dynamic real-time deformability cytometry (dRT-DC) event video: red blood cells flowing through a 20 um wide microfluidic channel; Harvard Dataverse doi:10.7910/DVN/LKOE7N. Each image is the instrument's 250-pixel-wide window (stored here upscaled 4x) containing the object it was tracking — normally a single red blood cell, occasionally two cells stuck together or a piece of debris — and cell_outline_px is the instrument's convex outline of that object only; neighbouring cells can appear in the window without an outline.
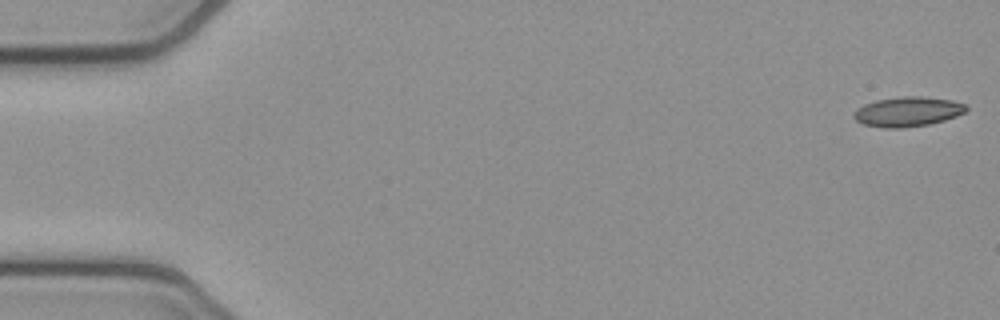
{"species": "common noctule bat (a hibernating species)", "species_latin": "Nyctalus noctula", "temperature_condition": "cold", "stored_images_in_passage": 8, "camera_frame_rate_fps": 3000, "um_per_image_px": 0.085, "animal": {"sex": "female", "body_mass_g": 21.9}, "frame": {"image": 1, "passage_image": 1, "time_ms": 0.0, "image_size_px": [1000, 320], "cell_outline_px": [[968, 108], [964, 112], [956, 116], [944, 120], [928, 124], [900, 128], [884, 128], [864, 124], [856, 120], [852, 116], [852, 112], [856, 108], [864, 104], [876, 100], [904, 96], [920, 96], [952, 100], [964, 104]], "centroid_in_image_um": [77.11, 9.49], "position_along_channel_um": 7.9, "area_um2": 19.42}}